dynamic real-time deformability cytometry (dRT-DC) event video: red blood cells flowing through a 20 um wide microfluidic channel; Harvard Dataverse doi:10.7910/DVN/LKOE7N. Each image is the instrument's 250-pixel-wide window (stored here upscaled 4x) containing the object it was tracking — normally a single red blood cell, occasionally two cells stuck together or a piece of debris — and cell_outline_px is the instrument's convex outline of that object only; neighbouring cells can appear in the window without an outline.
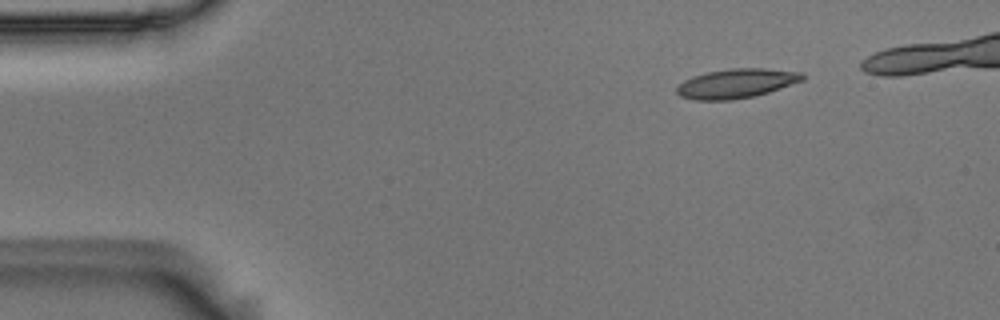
{"species": "Egyptian fruit bat (a non-hibernating species)", "species_latin": "Rousettus aegyptiacus", "temperature_condition": "room temperature", "stored_images_in_passage": 5, "camera_frame_rate_fps": 3000, "um_per_image_px": 0.085, "animal": {"sex": "male"}, "frame": {"image": 1, "passage_image": 1, "time_ms": 0.0, "image_size_px": [1000, 320], "cell_outline_px": [[804, 80], [768, 92], [752, 96], [732, 100], [696, 100], [680, 96], [676, 92], [676, 88], [684, 80], [692, 76], [708, 72], [732, 68], [768, 68], [804, 72]], "centroid_in_image_um": [62.61, 7.08], "position_along_channel_um": 22.4, "area_um2": 21.5}}